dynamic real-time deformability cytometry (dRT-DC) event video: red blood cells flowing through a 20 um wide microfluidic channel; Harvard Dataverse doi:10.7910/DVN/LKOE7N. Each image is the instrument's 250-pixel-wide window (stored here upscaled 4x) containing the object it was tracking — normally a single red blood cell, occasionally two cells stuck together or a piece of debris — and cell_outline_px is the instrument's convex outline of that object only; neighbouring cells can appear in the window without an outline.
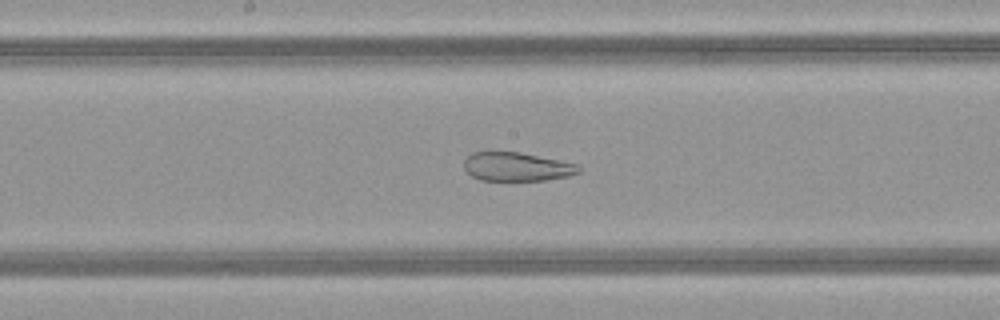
{"species": "common noctule bat (a hibernating species)", "species_latin": "Nyctalus noctula", "temperature_condition": "warm", "stored_images_in_passage": 50, "camera_frame_rate_fps": 3000, "um_per_image_px": 0.085, "animal": {"sex": "female", "body_mass_g": 21.9}, "frame": {"image": 1, "passage_image": 26, "time_ms": 8.333, "image_size_px": [1000, 320], "cell_outline_px": [[580, 172], [568, 176], [544, 180], [480, 180], [472, 176], [464, 168], [464, 160], [472, 152], [520, 152], [580, 164]], "centroid_in_image_um": [43.95, 14.17], "position_along_channel_um": 204.3, "area_um2": 19.19}}
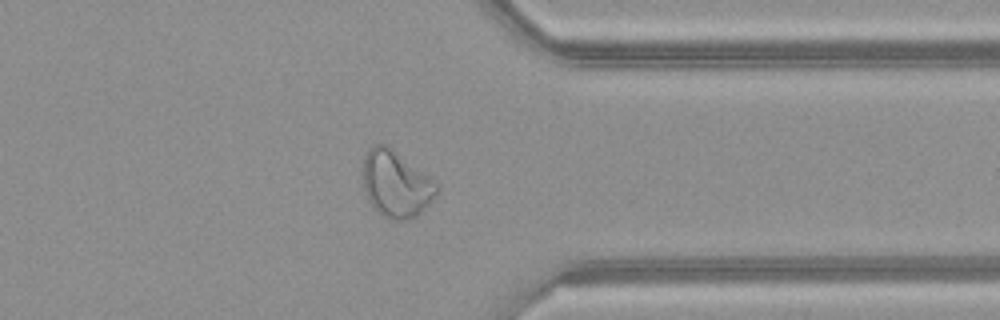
{"frame": {"image": 2, "passage_image": 39, "time_ms": 12.667, "image_size_px": [1000, 320], "cell_outline_px": [[436, 196], [416, 216], [404, 220], [392, 220], [384, 216], [372, 208], [368, 200], [364, 188], [364, 156], [368, 148], [372, 144], [388, 144], [428, 176], [436, 184]], "centroid_in_image_um": [33.62, 15.62], "position_along_channel_um": 377.8, "area_um2": 28.32}}
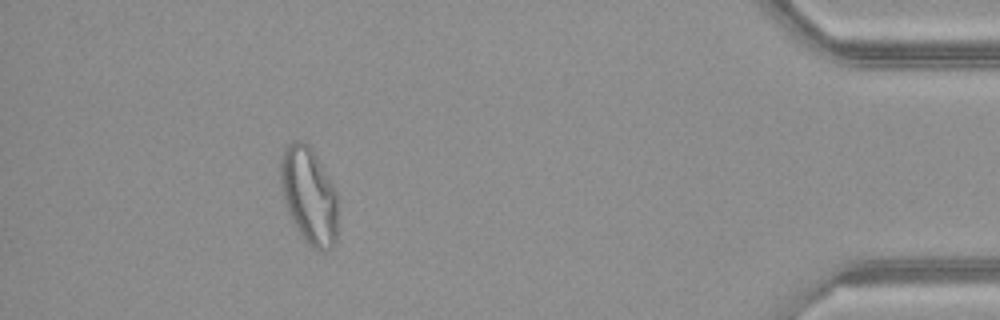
{"frame": {"image": 3, "passage_image": 45, "time_ms": 14.667, "image_size_px": [1000, 320], "cell_outline_px": [[336, 244], [332, 248], [324, 252], [320, 252], [312, 248], [300, 236], [288, 212], [284, 200], [280, 184], [280, 156], [284, 148], [292, 140], [304, 140], [312, 148], [328, 176], [336, 192]], "centroid_in_image_um": [26.24, 16.62], "position_along_channel_um": 409.0, "area_um2": 32.66}}